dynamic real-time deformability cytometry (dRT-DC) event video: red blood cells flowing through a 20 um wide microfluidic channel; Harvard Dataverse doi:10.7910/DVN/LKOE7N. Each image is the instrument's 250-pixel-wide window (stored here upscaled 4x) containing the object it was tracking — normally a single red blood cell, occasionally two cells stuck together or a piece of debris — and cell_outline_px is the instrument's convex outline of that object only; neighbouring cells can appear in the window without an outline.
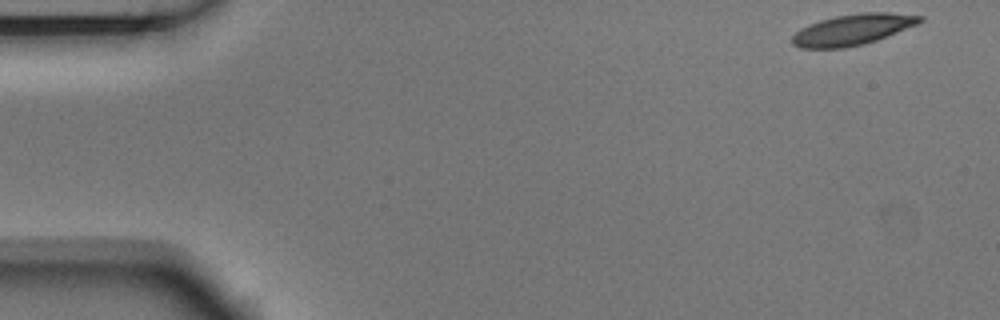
{"species": "Egyptian fruit bat (a non-hibernating species)", "species_latin": "Rousettus aegyptiacus", "temperature_condition": "room temperature", "stored_images_in_passage": 52, "camera_frame_rate_fps": 3000, "um_per_image_px": 0.085, "animal": {"sex": "male"}, "frame": {"image": 1, "passage_image": 1, "time_ms": 0.0, "image_size_px": [1000, 320], "cell_outline_px": [[924, 20], [916, 24], [876, 40], [864, 44], [844, 48], [800, 48], [792, 44], [792, 36], [800, 28], [808, 24], [820, 20], [836, 16], [860, 12], [888, 12], [924, 16]], "centroid_in_image_um": [72.44, 2.51], "position_along_channel_um": 12.6, "area_um2": 22.89}}
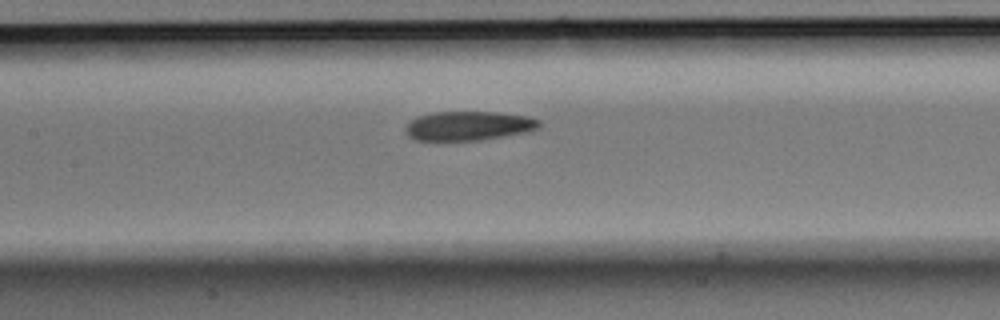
{"frame": {"image": 2, "passage_image": 23, "time_ms": 7.333, "image_size_px": [1000, 320], "cell_outline_px": [[540, 128], [528, 132], [480, 140], [416, 140], [408, 136], [404, 128], [416, 116], [436, 112], [496, 112], [528, 116], [540, 120]], "centroid_in_image_um": [39.85, 10.69], "position_along_channel_um": 167.5, "area_um2": 22.77}}
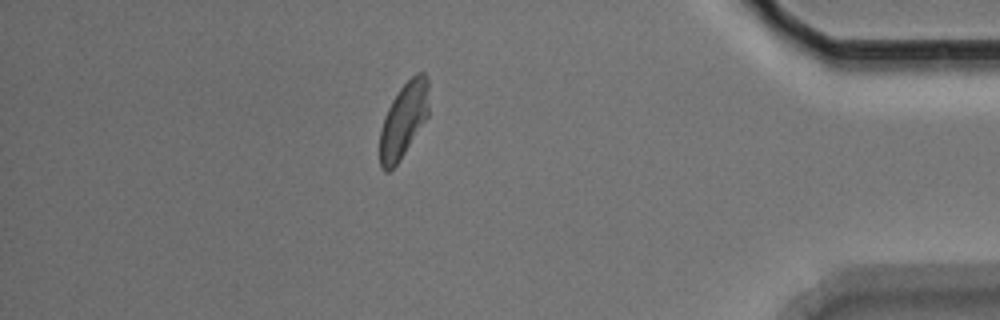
{"frame": {"image": 3, "passage_image": 45, "time_ms": 14.667, "image_size_px": [1000, 320], "cell_outline_px": [[428, 116], [396, 164], [388, 172], [384, 172], [380, 168], [380, 128], [384, 116], [392, 100], [400, 88], [416, 72], [424, 72], [428, 76]], "centroid_in_image_um": [34.3, 10.18], "position_along_channel_um": 400.9, "area_um2": 21.21}, "authors_computed_cell_mechanics": {"area_um2": 22.8021, "velocity_mm_per_s": 3.7158, "shape_relaxation_time_tau1_ms": 4.9922, "shape_relaxation_time_tau2_ms": 3.772, "deformation_change_tau1": 0.1595, "deformation_change_tau2": 0.1055}}